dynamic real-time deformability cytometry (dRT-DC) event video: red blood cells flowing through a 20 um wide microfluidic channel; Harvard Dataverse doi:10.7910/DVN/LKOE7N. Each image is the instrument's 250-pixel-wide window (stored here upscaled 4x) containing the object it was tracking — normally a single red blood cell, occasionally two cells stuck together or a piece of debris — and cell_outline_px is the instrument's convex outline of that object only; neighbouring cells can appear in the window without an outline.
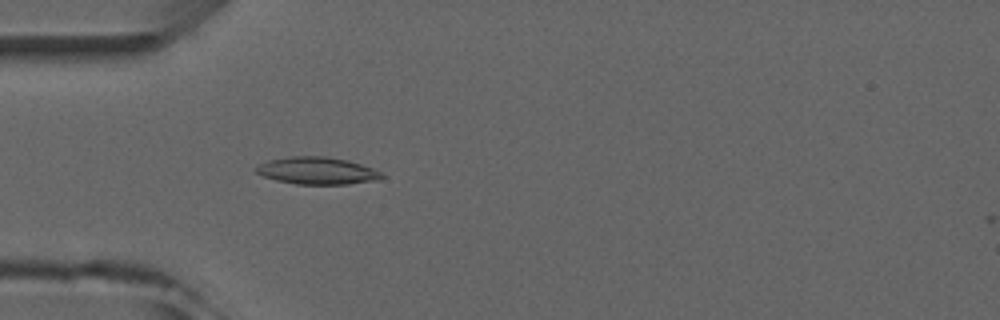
{"species": "common noctule bat (a hibernating species)", "species_latin": "Nyctalus noctula", "temperature_condition": "room temperature", "stored_images_in_passage": 3, "camera_frame_rate_fps": 3000, "um_per_image_px": 0.085, "animal": {"sex": "male", "forearm_length_mm": 52.5}, "frame": {"image": 1, "passage_image": 3, "time_ms": 2.333, "image_size_px": [1000, 320], "cell_outline_px": [[384, 176], [380, 180], [348, 184], [296, 184], [276, 180], [264, 176], [256, 172], [256, 168], [260, 164], [268, 160], [288, 156], [324, 156], [348, 160], [384, 172]], "centroid_in_image_um": [27.0, 14.51], "position_along_channel_um": 58.0, "area_um2": 20.0}}